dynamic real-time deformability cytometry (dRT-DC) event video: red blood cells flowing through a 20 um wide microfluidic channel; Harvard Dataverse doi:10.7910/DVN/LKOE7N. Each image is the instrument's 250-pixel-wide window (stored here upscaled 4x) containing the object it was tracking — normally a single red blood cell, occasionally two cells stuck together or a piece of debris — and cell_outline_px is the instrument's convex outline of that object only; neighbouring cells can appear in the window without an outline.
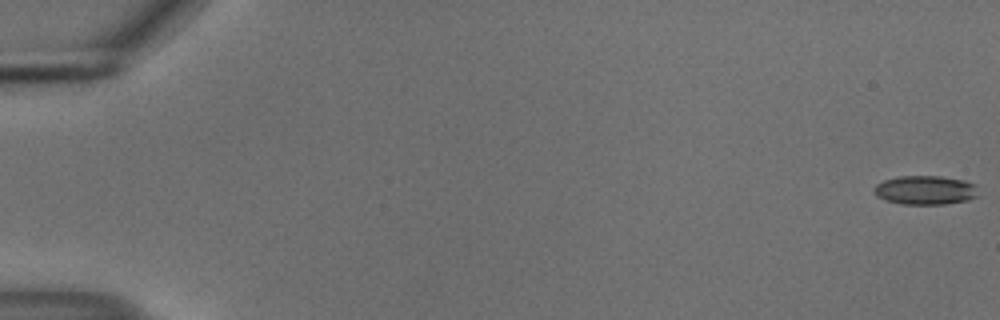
{"species": "common noctule bat (a hibernating species)", "species_latin": "Nyctalus noctula", "temperature_condition": "cold", "stored_images_in_passage": 56, "camera_frame_rate_fps": 3000, "um_per_image_px": 0.085, "animal": {"sex": "male", "body_mass_g": 18.8}, "frame": {"image": 1, "passage_image": 1, "time_ms": 0.0, "image_size_px": [1000, 320], "cell_outline_px": [[980, 196], [968, 200], [944, 204], [904, 204], [884, 200], [876, 196], [876, 184], [884, 180], [900, 176], [940, 176], [964, 180], [976, 184]], "centroid_in_image_um": [78.72, 16.16], "position_along_channel_um": 6.3, "area_um2": 17.69}}
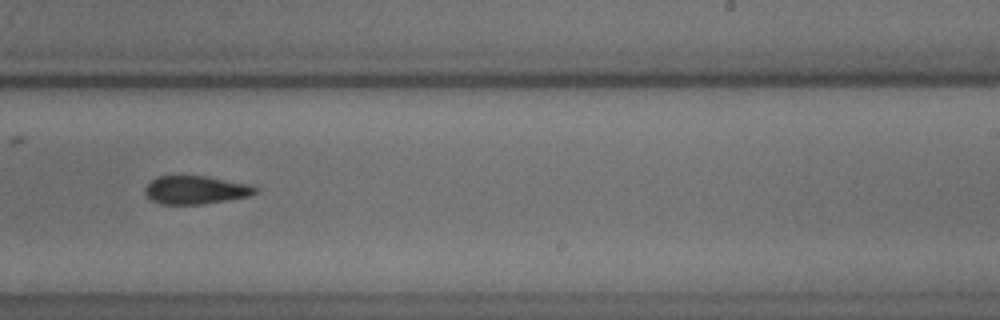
{"frame": {"image": 2, "passage_image": 36, "time_ms": 11.667, "image_size_px": [1000, 320], "cell_outline_px": [[260, 188], [252, 196], [228, 200], [200, 204], [160, 204], [152, 200], [144, 192], [144, 188], [156, 176], [208, 176], [252, 184]], "centroid_in_image_um": [16.69, 16.14], "position_along_channel_um": 272.3, "area_um2": 18.38}}
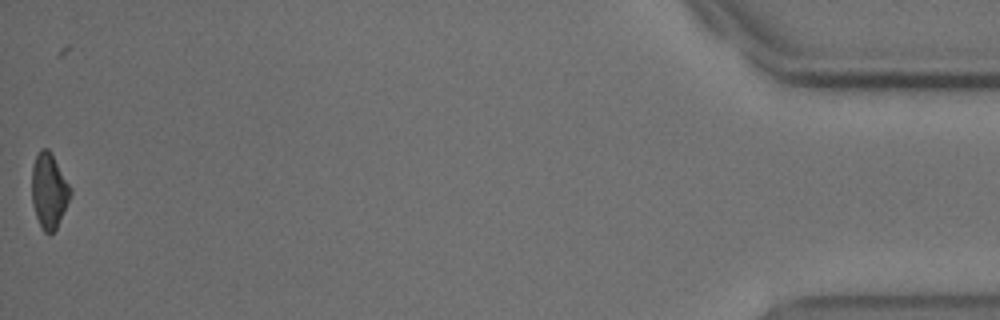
{"frame": {"image": 3, "passage_image": 56, "time_ms": 18.333, "image_size_px": [1000, 320], "cell_outline_px": [[72, 192], [56, 228], [52, 232], [44, 232], [36, 216], [32, 204], [32, 164], [40, 148], [48, 148], [72, 188]], "centroid_in_image_um": [4.15, 16.18], "position_along_channel_um": 431.0, "area_um2": 16.65}, "authors_computed_cell_mechanics": {"area_um2": 18.4382, "velocity_mm_per_s": 3.705, "shape_relaxation_time_tau1_ms": 5.4433, "shape_relaxation_time_tau2_ms": 8.4205, "deformation_change_tau1": 0.1178, "deformation_change_tau2": 0.1728}}